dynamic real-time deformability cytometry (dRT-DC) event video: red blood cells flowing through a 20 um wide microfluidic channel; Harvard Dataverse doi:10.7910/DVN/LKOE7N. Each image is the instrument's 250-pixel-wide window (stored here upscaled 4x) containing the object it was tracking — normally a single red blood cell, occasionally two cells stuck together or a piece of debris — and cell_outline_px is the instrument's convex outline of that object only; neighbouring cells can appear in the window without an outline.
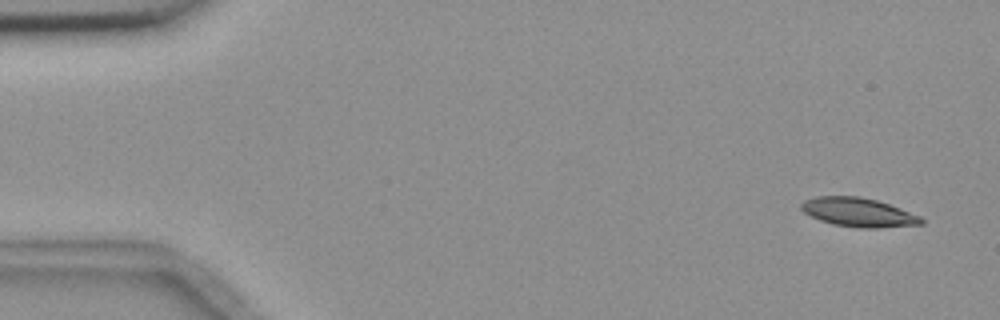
{"species": "common noctule bat (a hibernating species)", "species_latin": "Nyctalus noctula", "temperature_condition": "room temperature", "stored_images_in_passage": 5, "segment_of_instrument_passage": [1, 2], "camera_frame_rate_fps": 3000, "um_per_image_px": 0.085, "animal": {"sex": "female", "body_mass_g": 18.4}, "frame": {"image": 1, "passage_image": 1, "time_ms": 0.0, "image_size_px": [1000, 320], "cell_outline_px": [[924, 224], [880, 228], [860, 228], [832, 224], [820, 220], [804, 212], [800, 208], [800, 204], [804, 200], [816, 196], [856, 196], [876, 200], [900, 208], [920, 216], [924, 220]], "centroid_in_image_um": [72.96, 18.05], "position_along_channel_um": 12.0, "area_um2": 20.23}}
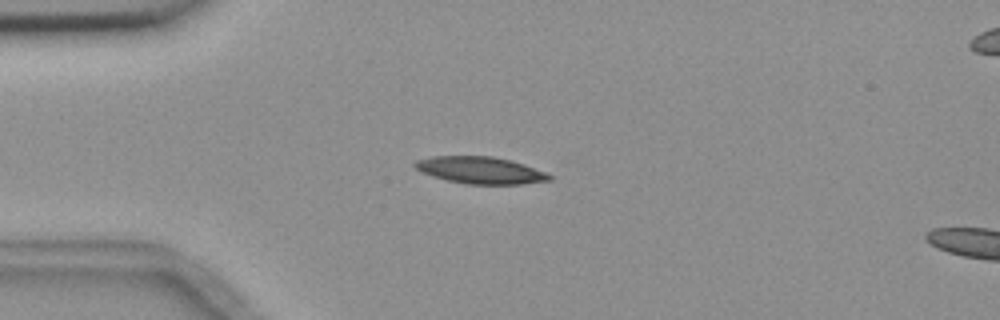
{"frame": {"image": 2, "passage_image": 4, "time_ms": 3.667, "image_size_px": [1000, 320], "cell_outline_px": [[552, 180], [520, 184], [464, 184], [432, 176], [420, 172], [412, 164], [416, 160], [432, 156], [492, 156], [508, 160], [544, 172], [552, 176]], "centroid_in_image_um": [40.76, 14.47], "position_along_channel_um": 44.2, "area_um2": 20.87}}